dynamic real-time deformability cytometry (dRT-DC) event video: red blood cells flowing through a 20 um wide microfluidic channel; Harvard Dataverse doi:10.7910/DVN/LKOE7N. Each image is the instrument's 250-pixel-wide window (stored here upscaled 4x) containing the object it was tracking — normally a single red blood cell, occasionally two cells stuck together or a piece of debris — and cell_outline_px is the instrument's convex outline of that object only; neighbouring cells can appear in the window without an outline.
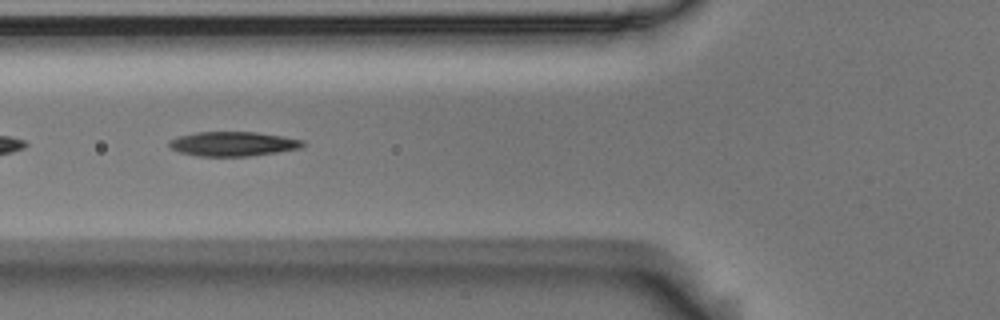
{"species": "Egyptian fruit bat (a non-hibernating species)", "species_latin": "Rousettus aegyptiacus", "temperature_condition": "room temperature", "stored_images_in_passage": 38, "camera_frame_rate_fps": 3000, "um_per_image_px": 0.085, "animal": {"sex": "male"}, "frame": {"image": 1, "passage_image": 6, "time_ms": 1.667, "image_size_px": [1000, 320], "cell_outline_px": [[304, 144], [300, 148], [276, 152], [248, 156], [196, 156], [180, 152], [172, 148], [168, 144], [172, 140], [180, 136], [196, 132], [256, 132], [304, 140]], "centroid_in_image_um": [19.81, 12.23], "position_along_channel_um": 106.0, "area_um2": 18.73}, "authors_computed_cell_mechanics": {"area_um2": 18.6116, "velocity_mm_per_s": 3.586, "shape_relaxation_time_tau1_ms": 5.9672, "shape_relaxation_time_tau2_ms": 4.6517, "deformation_change_tau1": 0.1844, "deformation_change_tau2": 0.1353}}